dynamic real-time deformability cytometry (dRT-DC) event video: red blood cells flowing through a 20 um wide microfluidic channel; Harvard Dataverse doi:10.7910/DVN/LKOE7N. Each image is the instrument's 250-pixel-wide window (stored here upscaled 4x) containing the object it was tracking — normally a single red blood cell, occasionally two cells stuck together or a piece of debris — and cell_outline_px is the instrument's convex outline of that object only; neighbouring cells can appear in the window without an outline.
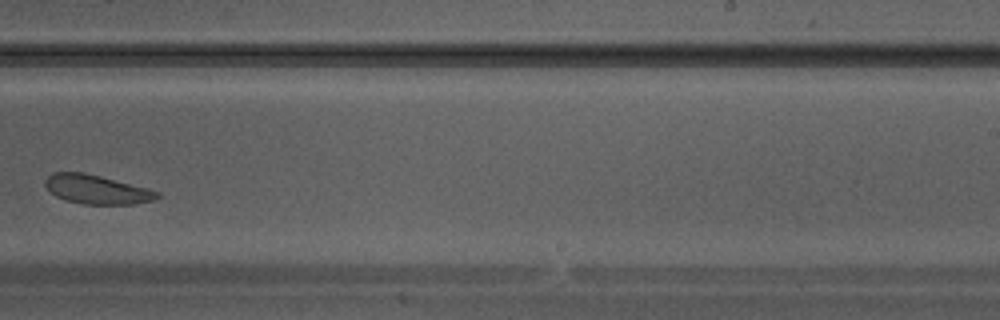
{"species": "Egyptian fruit bat (a non-hibernating species)", "species_latin": "Rousettus aegyptiacus", "temperature_condition": "warm", "stored_images_in_passage": 32, "camera_frame_rate_fps": 3000, "um_per_image_px": 0.085, "animal": {"sex": "male"}, "frame": {"image": 1, "passage_image": 19, "time_ms": 6.0, "image_size_px": [1000, 320], "cell_outline_px": [[160, 196], [156, 200], [136, 204], [84, 204], [64, 200], [56, 196], [44, 184], [44, 180], [52, 172], [84, 172], [148, 188], [160, 192]], "centroid_in_image_um": [8.24, 16.1], "position_along_channel_um": 280.8, "area_um2": 19.02}}